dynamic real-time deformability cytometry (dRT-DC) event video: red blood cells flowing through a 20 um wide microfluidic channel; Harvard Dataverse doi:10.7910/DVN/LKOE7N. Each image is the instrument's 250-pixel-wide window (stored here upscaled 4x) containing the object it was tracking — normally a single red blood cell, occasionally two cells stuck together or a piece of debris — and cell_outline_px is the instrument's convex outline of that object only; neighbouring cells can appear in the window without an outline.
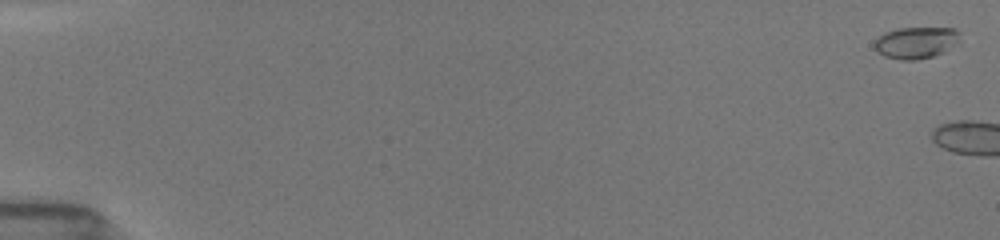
{"species": "common noctule bat (a hibernating species)", "species_latin": "Nyctalus noctula", "temperature_condition": "room temperature", "stored_images_in_passage": 11, "camera_frame_rate_fps": 3000, "um_per_image_px": 0.085, "animal": {"sex": "female", "body_mass_g": 19.5, "forearm_length_mm": 54.1}, "frame": {"image": 1, "passage_image": 2, "time_ms": 0.333, "image_size_px": [1000, 240], "cell_outline_px": [[960, 32], [956, 40], [944, 52], [932, 56], [916, 60], [900, 60], [884, 56], [876, 52], [872, 44], [884, 32], [896, 28], [956, 28]], "centroid_in_image_um": [77.77, 3.62], "position_along_channel_um": 7.2, "area_um2": 15.66}}